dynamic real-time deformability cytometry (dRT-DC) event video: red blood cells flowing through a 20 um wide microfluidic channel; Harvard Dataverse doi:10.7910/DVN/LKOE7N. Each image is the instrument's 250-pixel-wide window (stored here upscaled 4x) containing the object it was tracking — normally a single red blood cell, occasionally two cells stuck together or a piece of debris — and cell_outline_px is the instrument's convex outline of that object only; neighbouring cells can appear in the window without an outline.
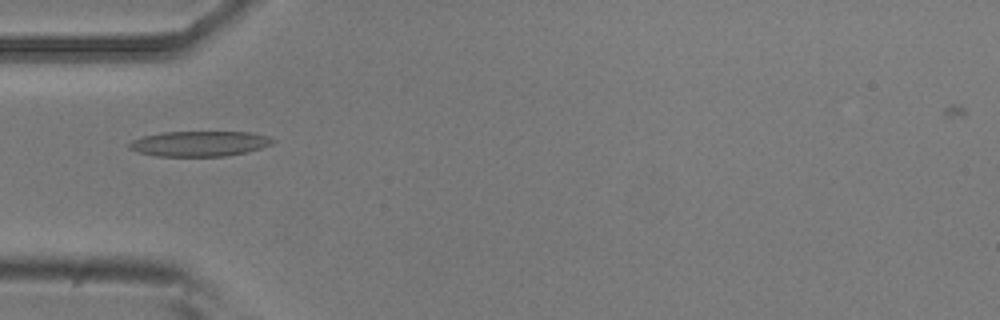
{"species": "common noctule bat (a hibernating species)", "species_latin": "Nyctalus noctula", "temperature_condition": "room temperature", "stored_images_in_passage": 50, "camera_frame_rate_fps": 3000, "um_per_image_px": 0.085, "animal": {"sex": "male", "body_mass_g": 20.5, "forearm_length_mm": 52.5}, "frame": {"image": 1, "passage_image": 13, "time_ms": 4.0, "image_size_px": [1000, 320], "cell_outline_px": [[276, 140], [272, 144], [260, 148], [244, 152], [224, 156], [156, 156], [140, 152], [128, 148], [128, 144], [132, 140], [144, 136], [164, 132], [248, 132], [268, 136]], "centroid_in_image_um": [16.95, 12.21], "position_along_channel_um": 68.0, "area_um2": 20.92}}
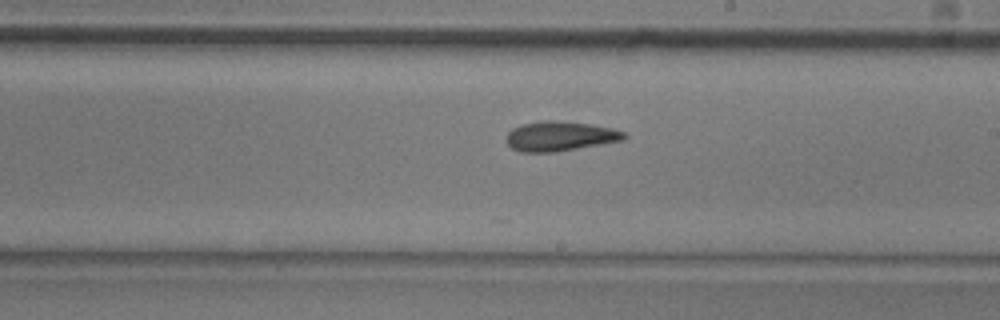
{"frame": {"image": 2, "passage_image": 27, "time_ms": 8.667, "image_size_px": [1000, 320], "cell_outline_px": [[628, 136], [624, 140], [556, 152], [520, 152], [512, 148], [504, 140], [508, 132], [512, 128], [520, 124], [544, 120], [552, 120], [588, 124], [612, 128], [624, 132]], "centroid_in_image_um": [47.56, 11.58], "position_along_channel_um": 241.4, "area_um2": 20.46}}
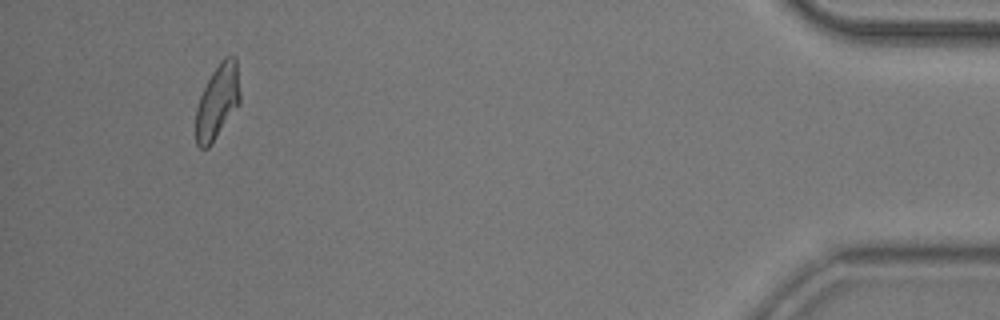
{"frame": {"image": 3, "passage_image": 47, "time_ms": 15.333, "image_size_px": [1000, 320], "cell_outline_px": [[240, 104], [208, 148], [200, 148], [196, 144], [196, 108], [200, 96], [212, 72], [220, 60], [224, 56], [236, 56], [240, 92]], "centroid_in_image_um": [18.5, 8.62], "position_along_channel_um": 416.7, "area_um2": 19.19}, "authors_computed_cell_mechanics": {"area_um2": 20.1433, "velocity_mm_per_s": 3.6984, "shape_relaxation_time_tau1_ms": 5.759, "shape_relaxation_time_tau2_ms": 3.9932, "deformation_change_tau1": 0.1549, "deformation_change_tau2": 0.1237}}